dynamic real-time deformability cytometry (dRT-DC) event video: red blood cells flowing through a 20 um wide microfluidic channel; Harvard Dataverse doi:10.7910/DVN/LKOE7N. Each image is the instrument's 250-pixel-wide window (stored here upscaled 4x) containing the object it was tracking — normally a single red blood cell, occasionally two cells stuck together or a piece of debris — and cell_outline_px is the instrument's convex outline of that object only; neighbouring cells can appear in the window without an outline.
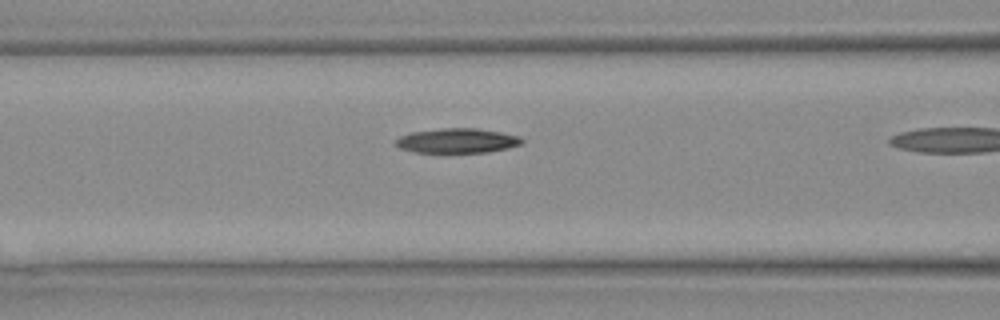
{"species": "Egyptian fruit bat (a non-hibernating species)", "species_latin": "Rousettus aegyptiacus", "temperature_condition": "warm", "stored_images_in_passage": 6, "camera_frame_rate_fps": 3000, "um_per_image_px": 0.085, "animal": {"sex": "female"}, "frame": {"image": 1, "passage_image": 5, "time_ms": 1.333, "image_size_px": [1000, 320], "cell_outline_px": [[524, 144], [508, 148], [488, 152], [416, 152], [400, 148], [392, 140], [400, 136], [412, 132], [440, 128], [476, 128], [500, 132], [520, 136], [524, 140]], "centroid_in_image_um": [38.88, 11.95], "position_along_channel_um": 127.7, "area_um2": 18.21}}